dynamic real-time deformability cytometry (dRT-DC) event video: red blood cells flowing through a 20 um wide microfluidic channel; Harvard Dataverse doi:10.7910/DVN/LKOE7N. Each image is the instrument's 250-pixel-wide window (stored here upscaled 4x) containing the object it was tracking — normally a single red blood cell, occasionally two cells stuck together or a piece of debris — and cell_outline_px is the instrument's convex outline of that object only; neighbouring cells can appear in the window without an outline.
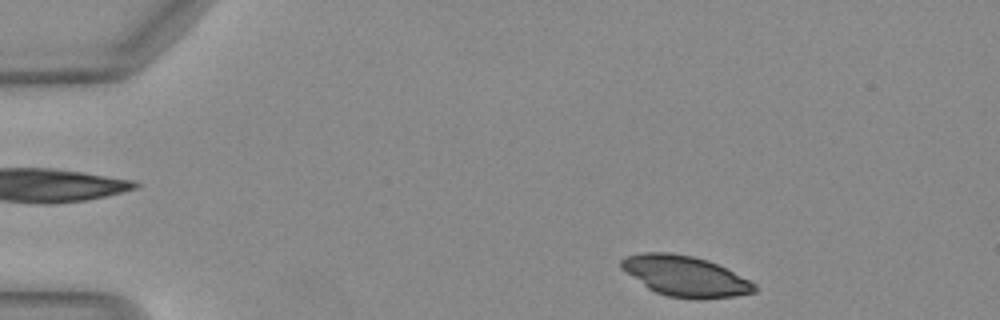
{"species": "Egyptian fruit bat (a non-hibernating species)", "species_latin": "Rousettus aegyptiacus", "temperature_condition": "warm", "stored_images_in_passage": 7, "camera_frame_rate_fps": 3000, "um_per_image_px": 0.085, "animal": {"sex": "female"}, "frame": {"image": 1, "passage_image": 1, "time_ms": 0.0, "image_size_px": [1000, 320], "cell_outline_px": [[756, 292], [732, 296], [700, 300], [696, 300], [668, 296], [656, 292], [648, 288], [620, 268], [620, 260], [628, 256], [644, 252], [668, 252], [692, 256], [708, 260], [756, 284]], "centroid_in_image_um": [58.21, 23.48], "position_along_channel_um": 26.8, "area_um2": 31.15}}